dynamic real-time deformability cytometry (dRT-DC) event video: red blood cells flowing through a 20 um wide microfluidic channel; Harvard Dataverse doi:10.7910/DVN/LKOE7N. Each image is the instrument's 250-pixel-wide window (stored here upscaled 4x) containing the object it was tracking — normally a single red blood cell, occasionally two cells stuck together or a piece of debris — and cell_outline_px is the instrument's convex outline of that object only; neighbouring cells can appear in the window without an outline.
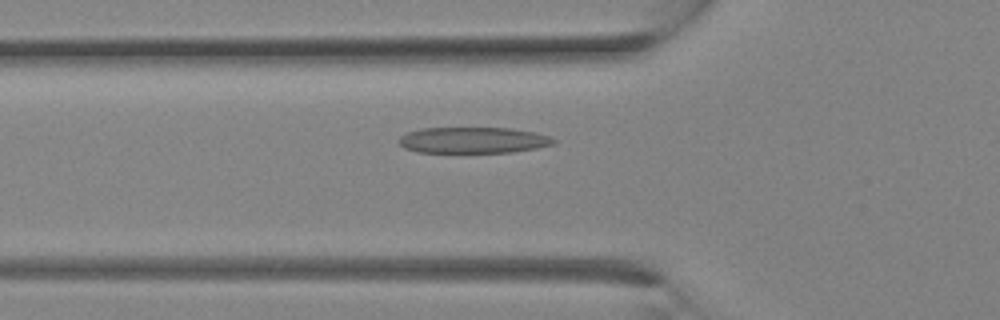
{"species": "Egyptian fruit bat (a non-hibernating species)", "species_latin": "Rousettus aegyptiacus", "temperature_condition": "room temperature", "stored_images_in_passage": 30, "camera_frame_rate_fps": 3000, "um_per_image_px": 0.085, "animal": {"sex": "female"}, "frame": {"image": 1, "passage_image": 11, "time_ms": 3.333, "image_size_px": [1000, 320], "cell_outline_px": [[556, 144], [536, 148], [512, 152], [416, 152], [404, 148], [396, 140], [400, 136], [408, 132], [424, 128], [508, 128], [532, 132], [548, 136], [556, 140]], "centroid_in_image_um": [40.18, 11.92], "position_along_channel_um": 85.6, "area_um2": 23.41}}
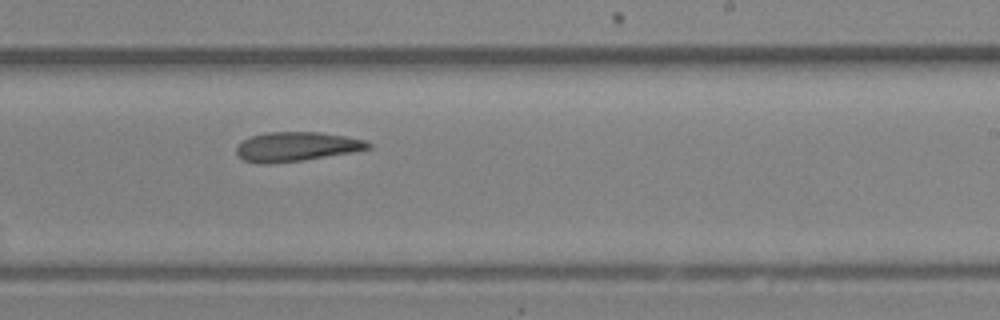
{"frame": {"image": 2, "passage_image": 19, "time_ms": 6.0, "image_size_px": [1000, 320], "cell_outline_px": [[372, 148], [352, 152], [304, 160], [268, 164], [260, 164], [244, 160], [236, 156], [236, 148], [244, 140], [252, 136], [264, 132], [320, 132], [348, 136], [364, 140], [372, 144]], "centroid_in_image_um": [25.2, 12.46], "position_along_channel_um": 263.8, "area_um2": 22.66}}
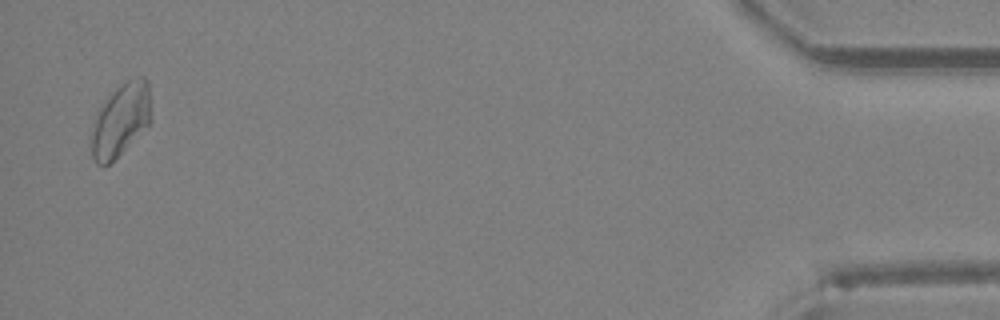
{"frame": {"image": 3, "passage_image": 30, "time_ms": 9.667, "image_size_px": [1000, 320], "cell_outline_px": [[152, 120], [104, 168], [96, 164], [92, 156], [92, 132], [96, 112], [104, 100], [120, 84], [128, 80], [140, 76], [144, 76], [148, 80]], "centroid_in_image_um": [10.26, 10.15], "position_along_channel_um": 424.9, "area_um2": 25.03}}